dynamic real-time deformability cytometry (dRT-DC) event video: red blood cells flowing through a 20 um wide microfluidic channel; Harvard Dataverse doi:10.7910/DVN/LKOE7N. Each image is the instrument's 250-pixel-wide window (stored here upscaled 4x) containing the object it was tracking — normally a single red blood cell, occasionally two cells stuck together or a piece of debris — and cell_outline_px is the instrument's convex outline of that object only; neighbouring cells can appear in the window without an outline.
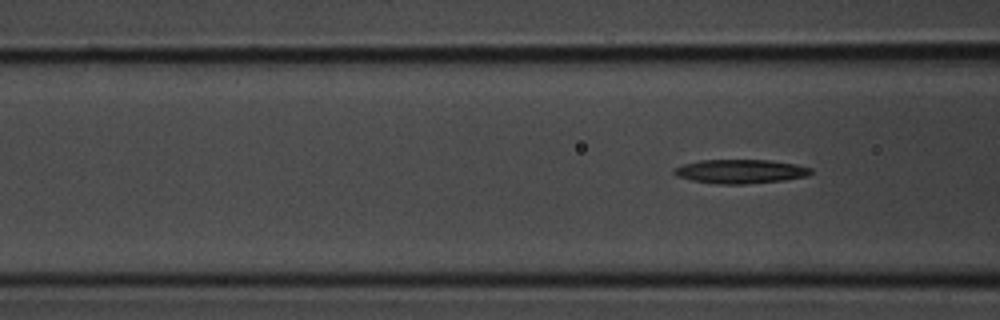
{"species": "common noctule bat (a hibernating species)", "species_latin": "Nyctalus noctula", "temperature_condition": "room temperature", "stored_images_in_passage": 5, "camera_frame_rate_fps": 3000, "um_per_image_px": 0.085, "animal": {"sex": "male", "body_mass_g": 20.1, "forearm_length_mm": 53.5}, "frame": {"image": 1, "passage_image": 5, "time_ms": 1.333, "image_size_px": [1000, 320], "cell_outline_px": [[812, 172], [808, 176], [784, 180], [744, 184], [720, 184], [692, 180], [676, 176], [672, 172], [672, 168], [684, 164], [700, 160], [768, 160], [796, 164], [812, 168]], "centroid_in_image_um": [62.92, 14.57], "position_along_channel_um": 103.7, "area_um2": 19.13}}